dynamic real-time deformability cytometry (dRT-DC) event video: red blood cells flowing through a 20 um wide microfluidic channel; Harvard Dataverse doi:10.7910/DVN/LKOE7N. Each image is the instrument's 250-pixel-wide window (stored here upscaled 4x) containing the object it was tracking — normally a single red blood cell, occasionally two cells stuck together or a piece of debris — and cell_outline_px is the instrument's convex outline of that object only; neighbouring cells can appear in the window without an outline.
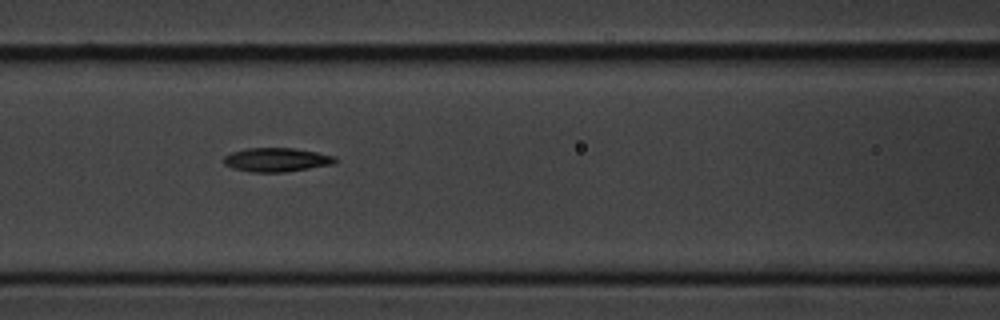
{"species": "common noctule bat (a hibernating species)", "species_latin": "Nyctalus noctula", "temperature_condition": "cold", "stored_images_in_passage": 8, "camera_frame_rate_fps": 3000, "um_per_image_px": 0.085, "animal": {"sex": "male", "body_mass_g": 20.1, "forearm_length_mm": 53.5}, "frame": {"image": 1, "passage_image": 7, "time_ms": 7.0, "image_size_px": [1000, 320], "cell_outline_px": [[336, 164], [284, 172], [248, 172], [232, 168], [224, 164], [224, 156], [232, 152], [244, 148], [296, 148], [336, 156]], "centroid_in_image_um": [23.51, 13.58], "position_along_channel_um": 143.1, "area_um2": 15.66}}
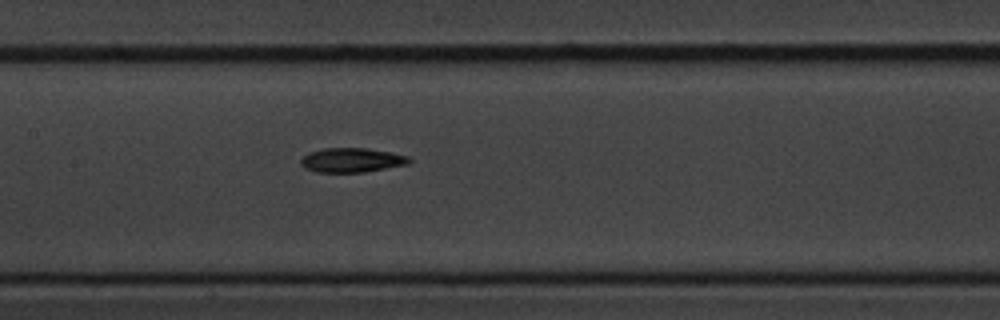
{"frame": {"image": 2, "passage_image": 8, "time_ms": 8.0, "image_size_px": [1000, 320], "cell_outline_px": [[412, 160], [408, 164], [364, 172], [316, 172], [304, 168], [300, 164], [300, 160], [308, 152], [324, 148], [368, 148], [408, 156]], "centroid_in_image_um": [29.86, 13.61], "position_along_channel_um": 177.5, "area_um2": 15.37}}